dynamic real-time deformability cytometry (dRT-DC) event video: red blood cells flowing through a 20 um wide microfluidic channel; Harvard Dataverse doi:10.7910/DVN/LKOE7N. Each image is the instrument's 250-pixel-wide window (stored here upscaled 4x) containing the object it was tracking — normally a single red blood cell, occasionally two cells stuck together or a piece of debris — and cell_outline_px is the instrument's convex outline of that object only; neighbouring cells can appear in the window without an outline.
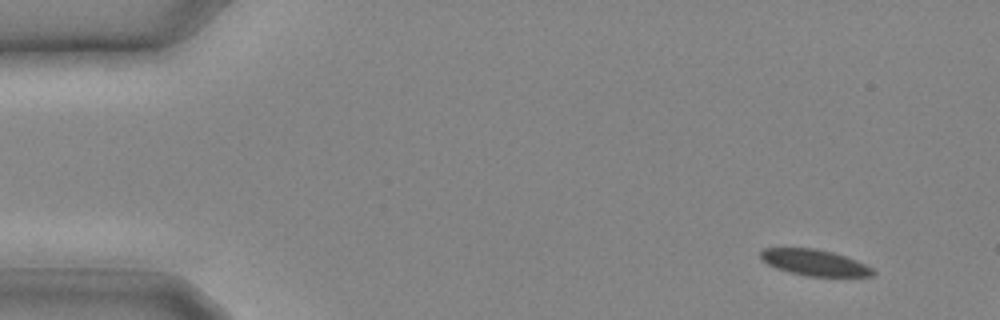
{"species": "common noctule bat (a hibernating species)", "species_latin": "Nyctalus noctula", "temperature_condition": "cold", "stored_images_in_passage": 5, "camera_frame_rate_fps": 3000, "um_per_image_px": 0.085, "animal": {"sex": "male", "body_mass_g": 20.4}, "frame": {"image": 1, "passage_image": 1, "time_ms": 0.0, "image_size_px": [1000, 320], "cell_outline_px": [[876, 272], [872, 276], [808, 276], [788, 272], [776, 268], [768, 264], [760, 256], [760, 252], [764, 248], [816, 248], [832, 252], [856, 260], [872, 268]], "centroid_in_image_um": [69.23, 22.32], "position_along_channel_um": 15.8, "area_um2": 16.94}}